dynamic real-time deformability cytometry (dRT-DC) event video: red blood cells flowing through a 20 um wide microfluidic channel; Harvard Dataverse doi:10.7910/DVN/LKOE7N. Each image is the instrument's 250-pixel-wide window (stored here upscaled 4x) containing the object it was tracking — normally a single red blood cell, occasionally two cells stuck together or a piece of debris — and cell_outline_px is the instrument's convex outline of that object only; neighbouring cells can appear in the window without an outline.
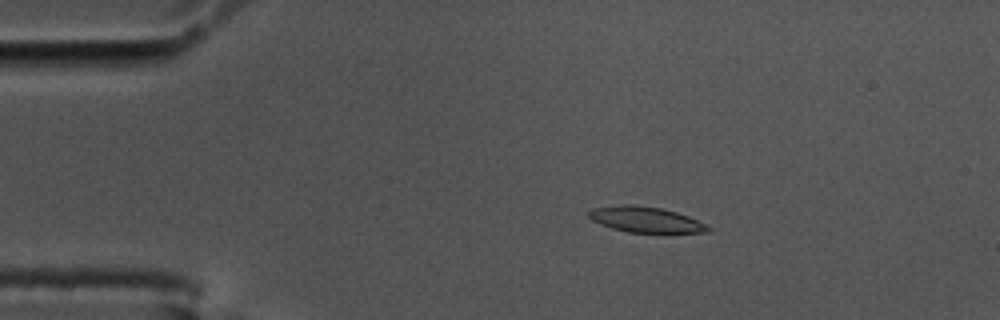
{"species": "common noctule bat (a hibernating species)", "species_latin": "Nyctalus noctula", "temperature_condition": "cold", "stored_images_in_passage": 56, "camera_frame_rate_fps": 3000, "um_per_image_px": 0.085, "animal": {"sex": "male", "body_mass_g": 17.5, "forearm_length_mm": 52.3}, "frame": {"image": 1, "passage_image": 11, "time_ms": 3.333, "image_size_px": [1000, 320], "cell_outline_px": [[712, 228], [708, 232], [628, 232], [612, 228], [600, 224], [592, 220], [588, 216], [588, 212], [592, 208], [624, 204], [632, 204], [660, 208], [676, 212], [688, 216]], "centroid_in_image_um": [54.83, 18.65], "position_along_channel_um": 30.2, "area_um2": 17.57}}
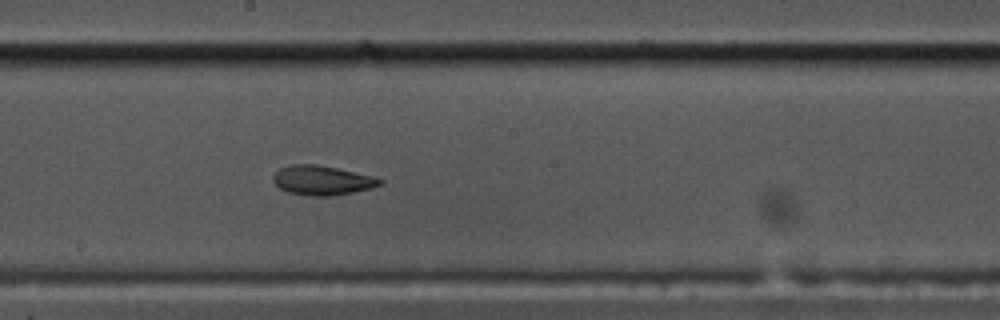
{"frame": {"image": 2, "passage_image": 31, "time_ms": 10.0, "image_size_px": [1000, 320], "cell_outline_px": [[384, 184], [372, 188], [332, 196], [312, 196], [288, 192], [280, 188], [272, 180], [272, 176], [280, 168], [292, 164], [316, 164], [336, 168], [372, 176], [384, 180]], "centroid_in_image_um": [27.39, 15.33], "position_along_channel_um": 220.8, "area_um2": 18.26}}
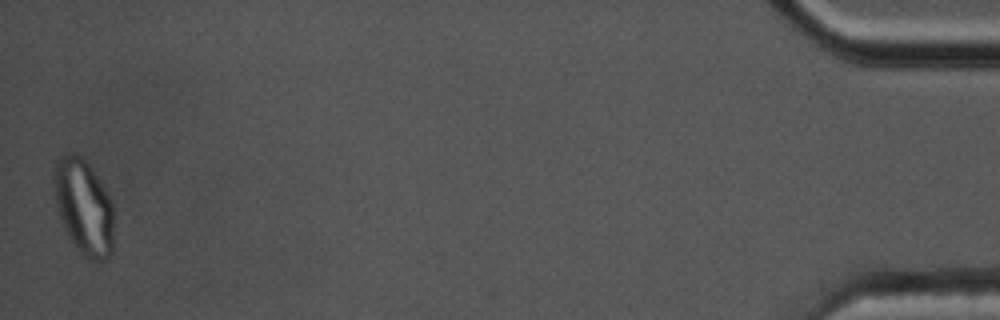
{"frame": {"image": 3, "passage_image": 56, "time_ms": 18.333, "image_size_px": [1000, 320], "cell_outline_px": [[112, 252], [108, 260], [88, 260], [80, 252], [68, 236], [64, 228], [56, 204], [52, 184], [52, 176], [56, 160], [64, 152], [76, 152], [88, 164], [112, 200]], "centroid_in_image_um": [7.08, 17.56], "position_along_channel_um": 428.1, "area_um2": 33.41}, "authors_computed_cell_mechanics": {"area_um2": 18.3804, "velocity_mm_per_s": 3.6079, "shape_relaxation_time_tau1_ms": null, "shape_relaxation_time_tau2_ms": 1.8384, "deformation_change_tau1": null, "deformation_change_tau2": 0.0749}}